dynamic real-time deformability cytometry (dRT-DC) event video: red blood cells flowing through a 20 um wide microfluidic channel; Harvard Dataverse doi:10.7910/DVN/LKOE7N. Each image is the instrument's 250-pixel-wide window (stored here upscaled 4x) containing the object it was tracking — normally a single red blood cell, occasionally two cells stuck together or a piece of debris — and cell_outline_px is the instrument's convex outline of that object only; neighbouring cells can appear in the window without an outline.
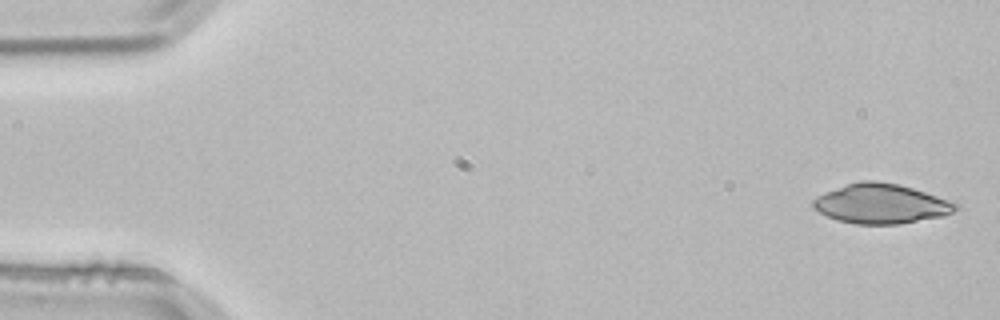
{"species": "common noctule bat (a hibernating species)", "species_latin": "Nyctalus noctula", "temperature_condition": "room temperature", "stored_images_in_passage": 4, "camera_frame_rate_fps": 3000, "um_per_image_px": 0.085, "animal": {"sex": "male", "body_mass_g": 21.5, "forearm_length_mm": 52.0}, "frame": {"image": 1, "passage_image": 1, "time_ms": 0.0, "image_size_px": [1000, 320], "cell_outline_px": [[964, 208], [944, 216], [900, 224], [856, 224], [836, 220], [820, 212], [812, 204], [812, 200], [816, 196], [824, 192], [860, 180], [876, 180], [896, 184], [912, 188], [960, 204]], "centroid_in_image_um": [74.93, 17.32], "position_along_channel_um": 10.1, "area_um2": 33.0}}